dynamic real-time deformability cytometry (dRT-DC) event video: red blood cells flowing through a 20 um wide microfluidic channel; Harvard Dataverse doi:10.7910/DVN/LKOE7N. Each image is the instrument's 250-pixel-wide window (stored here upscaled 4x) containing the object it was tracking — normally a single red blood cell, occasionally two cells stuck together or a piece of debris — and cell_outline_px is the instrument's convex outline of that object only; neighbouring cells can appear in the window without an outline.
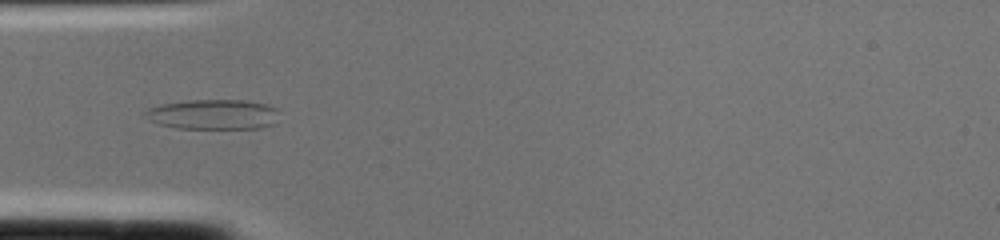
{"species": "common noctule bat (a hibernating species)", "species_latin": "Nyctalus noctula", "temperature_condition": "cold", "stored_images_in_passage": 2, "camera_frame_rate_fps": 3000, "um_per_image_px": 0.085, "animal": {"sex": "female", "body_mass_g": 22.0, "forearm_length_mm": 56.7}, "frame": {"image": 1, "passage_image": 2, "time_ms": 0.333, "image_size_px": [1000, 240], "cell_outline_px": [[276, 124], [260, 128], [176, 128], [160, 124], [148, 120], [144, 112], [148, 108], [160, 104], [188, 100], [244, 100], [268, 104], [276, 108]], "centroid_in_image_um": [18.12, 9.72], "position_along_channel_um": 66.9, "area_um2": 23.47}}